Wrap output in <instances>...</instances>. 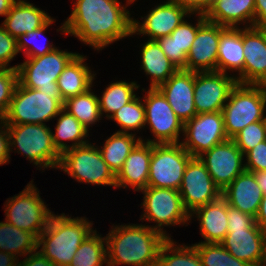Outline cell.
<instances>
[{"label": "cell", "mask_w": 266, "mask_h": 266, "mask_svg": "<svg viewBox=\"0 0 266 266\" xmlns=\"http://www.w3.org/2000/svg\"><path fill=\"white\" fill-rule=\"evenodd\" d=\"M6 127L10 151L14 150L25 156L24 158L37 166L38 170L57 168L61 154L53 144L50 127L46 124H18Z\"/></svg>", "instance_id": "cell-5"}, {"label": "cell", "mask_w": 266, "mask_h": 266, "mask_svg": "<svg viewBox=\"0 0 266 266\" xmlns=\"http://www.w3.org/2000/svg\"><path fill=\"white\" fill-rule=\"evenodd\" d=\"M256 28L263 34L264 40L266 42V26H264V27H256Z\"/></svg>", "instance_id": "cell-54"}, {"label": "cell", "mask_w": 266, "mask_h": 266, "mask_svg": "<svg viewBox=\"0 0 266 266\" xmlns=\"http://www.w3.org/2000/svg\"><path fill=\"white\" fill-rule=\"evenodd\" d=\"M152 155V143L140 141L126 158L116 175V188L140 192L148 187V175Z\"/></svg>", "instance_id": "cell-22"}, {"label": "cell", "mask_w": 266, "mask_h": 266, "mask_svg": "<svg viewBox=\"0 0 266 266\" xmlns=\"http://www.w3.org/2000/svg\"><path fill=\"white\" fill-rule=\"evenodd\" d=\"M222 113L228 139H232L249 124L265 120L266 85L237 83L232 89Z\"/></svg>", "instance_id": "cell-6"}, {"label": "cell", "mask_w": 266, "mask_h": 266, "mask_svg": "<svg viewBox=\"0 0 266 266\" xmlns=\"http://www.w3.org/2000/svg\"><path fill=\"white\" fill-rule=\"evenodd\" d=\"M226 28L206 20L197 30L183 70L194 72L217 71L218 43L220 34Z\"/></svg>", "instance_id": "cell-19"}, {"label": "cell", "mask_w": 266, "mask_h": 266, "mask_svg": "<svg viewBox=\"0 0 266 266\" xmlns=\"http://www.w3.org/2000/svg\"><path fill=\"white\" fill-rule=\"evenodd\" d=\"M122 4L120 0H76L71 14L56 30L94 50H103L132 34L133 16L126 9L132 3L126 0Z\"/></svg>", "instance_id": "cell-1"}, {"label": "cell", "mask_w": 266, "mask_h": 266, "mask_svg": "<svg viewBox=\"0 0 266 266\" xmlns=\"http://www.w3.org/2000/svg\"><path fill=\"white\" fill-rule=\"evenodd\" d=\"M105 236L93 230L80 244L69 266H103L107 264Z\"/></svg>", "instance_id": "cell-37"}, {"label": "cell", "mask_w": 266, "mask_h": 266, "mask_svg": "<svg viewBox=\"0 0 266 266\" xmlns=\"http://www.w3.org/2000/svg\"><path fill=\"white\" fill-rule=\"evenodd\" d=\"M19 259L8 252L0 251V266H18Z\"/></svg>", "instance_id": "cell-51"}, {"label": "cell", "mask_w": 266, "mask_h": 266, "mask_svg": "<svg viewBox=\"0 0 266 266\" xmlns=\"http://www.w3.org/2000/svg\"><path fill=\"white\" fill-rule=\"evenodd\" d=\"M192 158L181 143L152 144L148 186L179 190Z\"/></svg>", "instance_id": "cell-12"}, {"label": "cell", "mask_w": 266, "mask_h": 266, "mask_svg": "<svg viewBox=\"0 0 266 266\" xmlns=\"http://www.w3.org/2000/svg\"><path fill=\"white\" fill-rule=\"evenodd\" d=\"M16 0H0V16H6Z\"/></svg>", "instance_id": "cell-53"}, {"label": "cell", "mask_w": 266, "mask_h": 266, "mask_svg": "<svg viewBox=\"0 0 266 266\" xmlns=\"http://www.w3.org/2000/svg\"><path fill=\"white\" fill-rule=\"evenodd\" d=\"M221 244L231 255L250 266L266 264V231L256 223L250 229L228 228Z\"/></svg>", "instance_id": "cell-18"}, {"label": "cell", "mask_w": 266, "mask_h": 266, "mask_svg": "<svg viewBox=\"0 0 266 266\" xmlns=\"http://www.w3.org/2000/svg\"><path fill=\"white\" fill-rule=\"evenodd\" d=\"M3 28L14 38L44 26L52 17L27 0H16L4 17Z\"/></svg>", "instance_id": "cell-28"}, {"label": "cell", "mask_w": 266, "mask_h": 266, "mask_svg": "<svg viewBox=\"0 0 266 266\" xmlns=\"http://www.w3.org/2000/svg\"><path fill=\"white\" fill-rule=\"evenodd\" d=\"M255 223L266 231V193L263 194L259 211L255 217Z\"/></svg>", "instance_id": "cell-50"}, {"label": "cell", "mask_w": 266, "mask_h": 266, "mask_svg": "<svg viewBox=\"0 0 266 266\" xmlns=\"http://www.w3.org/2000/svg\"><path fill=\"white\" fill-rule=\"evenodd\" d=\"M141 139L142 136L137 137L136 132L134 134L115 132L105 140L103 146H98L103 160L115 175L122 169L126 158Z\"/></svg>", "instance_id": "cell-32"}, {"label": "cell", "mask_w": 266, "mask_h": 266, "mask_svg": "<svg viewBox=\"0 0 266 266\" xmlns=\"http://www.w3.org/2000/svg\"><path fill=\"white\" fill-rule=\"evenodd\" d=\"M245 169L249 172H259L266 170V140L258 143L245 155Z\"/></svg>", "instance_id": "cell-44"}, {"label": "cell", "mask_w": 266, "mask_h": 266, "mask_svg": "<svg viewBox=\"0 0 266 266\" xmlns=\"http://www.w3.org/2000/svg\"><path fill=\"white\" fill-rule=\"evenodd\" d=\"M56 22L55 19L52 17L44 26L41 28L29 32L27 34L20 35L16 38L17 41V48L19 53L23 51V54L26 58H35L38 56L45 55L50 53L57 47H55L52 43L48 42L45 45H38L36 43L37 38L41 35H44V32L48 29L50 25ZM47 40V38H45ZM41 43V42H40ZM50 43V44H49Z\"/></svg>", "instance_id": "cell-40"}, {"label": "cell", "mask_w": 266, "mask_h": 266, "mask_svg": "<svg viewBox=\"0 0 266 266\" xmlns=\"http://www.w3.org/2000/svg\"><path fill=\"white\" fill-rule=\"evenodd\" d=\"M18 266H57L45 256H43L38 250L28 254L20 262L18 261Z\"/></svg>", "instance_id": "cell-48"}, {"label": "cell", "mask_w": 266, "mask_h": 266, "mask_svg": "<svg viewBox=\"0 0 266 266\" xmlns=\"http://www.w3.org/2000/svg\"><path fill=\"white\" fill-rule=\"evenodd\" d=\"M57 120L55 132H52L53 144L61 154L73 147L90 143L89 130L64 108L54 118ZM65 141V142H64ZM71 141V144H68Z\"/></svg>", "instance_id": "cell-31"}, {"label": "cell", "mask_w": 266, "mask_h": 266, "mask_svg": "<svg viewBox=\"0 0 266 266\" xmlns=\"http://www.w3.org/2000/svg\"><path fill=\"white\" fill-rule=\"evenodd\" d=\"M31 180L19 194L5 201V221L36 238L46 229L53 212L40 196ZM46 204V205H45Z\"/></svg>", "instance_id": "cell-9"}, {"label": "cell", "mask_w": 266, "mask_h": 266, "mask_svg": "<svg viewBox=\"0 0 266 266\" xmlns=\"http://www.w3.org/2000/svg\"><path fill=\"white\" fill-rule=\"evenodd\" d=\"M76 52L60 50L58 47L42 56L25 58L20 63L18 82L27 88L43 91H59L57 80Z\"/></svg>", "instance_id": "cell-10"}, {"label": "cell", "mask_w": 266, "mask_h": 266, "mask_svg": "<svg viewBox=\"0 0 266 266\" xmlns=\"http://www.w3.org/2000/svg\"><path fill=\"white\" fill-rule=\"evenodd\" d=\"M228 228L250 229L255 224V217L248 213L241 212L227 204Z\"/></svg>", "instance_id": "cell-45"}, {"label": "cell", "mask_w": 266, "mask_h": 266, "mask_svg": "<svg viewBox=\"0 0 266 266\" xmlns=\"http://www.w3.org/2000/svg\"><path fill=\"white\" fill-rule=\"evenodd\" d=\"M56 169L64 171L78 183L116 188V175L103 160L95 143L90 142L61 153Z\"/></svg>", "instance_id": "cell-7"}, {"label": "cell", "mask_w": 266, "mask_h": 266, "mask_svg": "<svg viewBox=\"0 0 266 266\" xmlns=\"http://www.w3.org/2000/svg\"><path fill=\"white\" fill-rule=\"evenodd\" d=\"M36 250L37 238L32 233L6 221L0 222V251L8 252L19 259Z\"/></svg>", "instance_id": "cell-34"}, {"label": "cell", "mask_w": 266, "mask_h": 266, "mask_svg": "<svg viewBox=\"0 0 266 266\" xmlns=\"http://www.w3.org/2000/svg\"><path fill=\"white\" fill-rule=\"evenodd\" d=\"M109 120H114L120 126L117 132L133 134L136 130L144 129L145 108L143 100L137 95L132 101L115 112Z\"/></svg>", "instance_id": "cell-38"}, {"label": "cell", "mask_w": 266, "mask_h": 266, "mask_svg": "<svg viewBox=\"0 0 266 266\" xmlns=\"http://www.w3.org/2000/svg\"><path fill=\"white\" fill-rule=\"evenodd\" d=\"M237 83L232 74L218 71L194 72V103L197 114L222 111Z\"/></svg>", "instance_id": "cell-14"}, {"label": "cell", "mask_w": 266, "mask_h": 266, "mask_svg": "<svg viewBox=\"0 0 266 266\" xmlns=\"http://www.w3.org/2000/svg\"><path fill=\"white\" fill-rule=\"evenodd\" d=\"M92 87L86 92L64 101L63 108L72 114L88 130L102 119L98 95Z\"/></svg>", "instance_id": "cell-35"}, {"label": "cell", "mask_w": 266, "mask_h": 266, "mask_svg": "<svg viewBox=\"0 0 266 266\" xmlns=\"http://www.w3.org/2000/svg\"><path fill=\"white\" fill-rule=\"evenodd\" d=\"M144 94L145 126L150 129L153 139H141L152 144L181 143L184 123L174 113L167 99L158 88H149ZM146 95V96H145Z\"/></svg>", "instance_id": "cell-11"}, {"label": "cell", "mask_w": 266, "mask_h": 266, "mask_svg": "<svg viewBox=\"0 0 266 266\" xmlns=\"http://www.w3.org/2000/svg\"><path fill=\"white\" fill-rule=\"evenodd\" d=\"M18 53L16 38L12 37L3 26L0 25V68L17 69L19 64L10 66L9 63L14 60Z\"/></svg>", "instance_id": "cell-43"}, {"label": "cell", "mask_w": 266, "mask_h": 266, "mask_svg": "<svg viewBox=\"0 0 266 266\" xmlns=\"http://www.w3.org/2000/svg\"><path fill=\"white\" fill-rule=\"evenodd\" d=\"M157 266H202L195 246L168 238L161 246Z\"/></svg>", "instance_id": "cell-36"}, {"label": "cell", "mask_w": 266, "mask_h": 266, "mask_svg": "<svg viewBox=\"0 0 266 266\" xmlns=\"http://www.w3.org/2000/svg\"><path fill=\"white\" fill-rule=\"evenodd\" d=\"M266 26V0H255L254 27Z\"/></svg>", "instance_id": "cell-49"}, {"label": "cell", "mask_w": 266, "mask_h": 266, "mask_svg": "<svg viewBox=\"0 0 266 266\" xmlns=\"http://www.w3.org/2000/svg\"><path fill=\"white\" fill-rule=\"evenodd\" d=\"M129 1L134 4V2L137 1V0H129Z\"/></svg>", "instance_id": "cell-55"}, {"label": "cell", "mask_w": 266, "mask_h": 266, "mask_svg": "<svg viewBox=\"0 0 266 266\" xmlns=\"http://www.w3.org/2000/svg\"><path fill=\"white\" fill-rule=\"evenodd\" d=\"M9 135L6 124L0 121V166L7 164L11 158Z\"/></svg>", "instance_id": "cell-46"}, {"label": "cell", "mask_w": 266, "mask_h": 266, "mask_svg": "<svg viewBox=\"0 0 266 266\" xmlns=\"http://www.w3.org/2000/svg\"><path fill=\"white\" fill-rule=\"evenodd\" d=\"M252 173L254 174L256 182L261 188L263 194L266 193V170Z\"/></svg>", "instance_id": "cell-52"}, {"label": "cell", "mask_w": 266, "mask_h": 266, "mask_svg": "<svg viewBox=\"0 0 266 266\" xmlns=\"http://www.w3.org/2000/svg\"><path fill=\"white\" fill-rule=\"evenodd\" d=\"M86 217L52 214L37 238V250L57 266H69L85 238L94 230Z\"/></svg>", "instance_id": "cell-3"}, {"label": "cell", "mask_w": 266, "mask_h": 266, "mask_svg": "<svg viewBox=\"0 0 266 266\" xmlns=\"http://www.w3.org/2000/svg\"><path fill=\"white\" fill-rule=\"evenodd\" d=\"M140 89L136 81L126 82L125 80L115 81L107 85L101 97L98 96L101 116L104 115L107 120L117 112L122 106L132 101L136 96L135 90Z\"/></svg>", "instance_id": "cell-33"}, {"label": "cell", "mask_w": 266, "mask_h": 266, "mask_svg": "<svg viewBox=\"0 0 266 266\" xmlns=\"http://www.w3.org/2000/svg\"><path fill=\"white\" fill-rule=\"evenodd\" d=\"M193 15L198 17L195 25L185 19L170 35L156 40L165 55L178 69L185 68L187 54L192 47L197 30L206 21L204 14Z\"/></svg>", "instance_id": "cell-27"}, {"label": "cell", "mask_w": 266, "mask_h": 266, "mask_svg": "<svg viewBox=\"0 0 266 266\" xmlns=\"http://www.w3.org/2000/svg\"><path fill=\"white\" fill-rule=\"evenodd\" d=\"M232 140L245 155L258 143L266 140V121H258L249 124L236 134Z\"/></svg>", "instance_id": "cell-41"}, {"label": "cell", "mask_w": 266, "mask_h": 266, "mask_svg": "<svg viewBox=\"0 0 266 266\" xmlns=\"http://www.w3.org/2000/svg\"><path fill=\"white\" fill-rule=\"evenodd\" d=\"M192 14H205L214 0H175Z\"/></svg>", "instance_id": "cell-47"}, {"label": "cell", "mask_w": 266, "mask_h": 266, "mask_svg": "<svg viewBox=\"0 0 266 266\" xmlns=\"http://www.w3.org/2000/svg\"><path fill=\"white\" fill-rule=\"evenodd\" d=\"M17 84V69L0 68V121L3 120L9 109Z\"/></svg>", "instance_id": "cell-42"}, {"label": "cell", "mask_w": 266, "mask_h": 266, "mask_svg": "<svg viewBox=\"0 0 266 266\" xmlns=\"http://www.w3.org/2000/svg\"><path fill=\"white\" fill-rule=\"evenodd\" d=\"M243 27H227L218 43L217 71L229 74L231 71L239 84H244ZM229 72V73H228Z\"/></svg>", "instance_id": "cell-24"}, {"label": "cell", "mask_w": 266, "mask_h": 266, "mask_svg": "<svg viewBox=\"0 0 266 266\" xmlns=\"http://www.w3.org/2000/svg\"><path fill=\"white\" fill-rule=\"evenodd\" d=\"M202 266H250L231 255L221 243H195Z\"/></svg>", "instance_id": "cell-39"}, {"label": "cell", "mask_w": 266, "mask_h": 266, "mask_svg": "<svg viewBox=\"0 0 266 266\" xmlns=\"http://www.w3.org/2000/svg\"><path fill=\"white\" fill-rule=\"evenodd\" d=\"M198 219L200 235L204 241L199 243H221L228 232L227 202L220 196L217 200L198 207L190 213Z\"/></svg>", "instance_id": "cell-26"}, {"label": "cell", "mask_w": 266, "mask_h": 266, "mask_svg": "<svg viewBox=\"0 0 266 266\" xmlns=\"http://www.w3.org/2000/svg\"><path fill=\"white\" fill-rule=\"evenodd\" d=\"M221 192L245 169L244 154L232 139L215 145L198 156Z\"/></svg>", "instance_id": "cell-15"}, {"label": "cell", "mask_w": 266, "mask_h": 266, "mask_svg": "<svg viewBox=\"0 0 266 266\" xmlns=\"http://www.w3.org/2000/svg\"><path fill=\"white\" fill-rule=\"evenodd\" d=\"M146 16H141L142 23L133 18L132 34L148 36V40L156 41L159 38L170 35L186 17L191 18L193 14L175 0H166L162 4H157L147 12Z\"/></svg>", "instance_id": "cell-16"}, {"label": "cell", "mask_w": 266, "mask_h": 266, "mask_svg": "<svg viewBox=\"0 0 266 266\" xmlns=\"http://www.w3.org/2000/svg\"><path fill=\"white\" fill-rule=\"evenodd\" d=\"M86 58L78 53L59 75L57 85L63 101L82 94L94 86L97 74L85 63Z\"/></svg>", "instance_id": "cell-29"}, {"label": "cell", "mask_w": 266, "mask_h": 266, "mask_svg": "<svg viewBox=\"0 0 266 266\" xmlns=\"http://www.w3.org/2000/svg\"><path fill=\"white\" fill-rule=\"evenodd\" d=\"M183 137L181 144L192 157L228 140L222 111L197 114L184 123Z\"/></svg>", "instance_id": "cell-13"}, {"label": "cell", "mask_w": 266, "mask_h": 266, "mask_svg": "<svg viewBox=\"0 0 266 266\" xmlns=\"http://www.w3.org/2000/svg\"><path fill=\"white\" fill-rule=\"evenodd\" d=\"M141 69L150 77L149 88H158L165 83L178 68L165 55L157 41L147 40L140 45Z\"/></svg>", "instance_id": "cell-30"}, {"label": "cell", "mask_w": 266, "mask_h": 266, "mask_svg": "<svg viewBox=\"0 0 266 266\" xmlns=\"http://www.w3.org/2000/svg\"><path fill=\"white\" fill-rule=\"evenodd\" d=\"M143 193V202L141 207L143 208V214L140 220L146 222H154L155 225H150L152 229H155L167 238H171L169 233L166 232L164 227L170 226H188L191 223L190 214L185 209L179 190L156 188L148 186Z\"/></svg>", "instance_id": "cell-8"}, {"label": "cell", "mask_w": 266, "mask_h": 266, "mask_svg": "<svg viewBox=\"0 0 266 266\" xmlns=\"http://www.w3.org/2000/svg\"><path fill=\"white\" fill-rule=\"evenodd\" d=\"M158 89L183 123L197 115L194 103V71L178 69Z\"/></svg>", "instance_id": "cell-20"}, {"label": "cell", "mask_w": 266, "mask_h": 266, "mask_svg": "<svg viewBox=\"0 0 266 266\" xmlns=\"http://www.w3.org/2000/svg\"><path fill=\"white\" fill-rule=\"evenodd\" d=\"M59 91H43L22 86L15 88L9 109L3 118L6 125L46 124L63 109Z\"/></svg>", "instance_id": "cell-4"}, {"label": "cell", "mask_w": 266, "mask_h": 266, "mask_svg": "<svg viewBox=\"0 0 266 266\" xmlns=\"http://www.w3.org/2000/svg\"><path fill=\"white\" fill-rule=\"evenodd\" d=\"M179 192L189 214L221 196V190L198 157H193L188 162Z\"/></svg>", "instance_id": "cell-17"}, {"label": "cell", "mask_w": 266, "mask_h": 266, "mask_svg": "<svg viewBox=\"0 0 266 266\" xmlns=\"http://www.w3.org/2000/svg\"><path fill=\"white\" fill-rule=\"evenodd\" d=\"M244 84L266 85V42L256 27L243 28Z\"/></svg>", "instance_id": "cell-21"}, {"label": "cell", "mask_w": 266, "mask_h": 266, "mask_svg": "<svg viewBox=\"0 0 266 266\" xmlns=\"http://www.w3.org/2000/svg\"><path fill=\"white\" fill-rule=\"evenodd\" d=\"M167 239L150 225L113 224L105 237L106 266H157L160 248Z\"/></svg>", "instance_id": "cell-2"}, {"label": "cell", "mask_w": 266, "mask_h": 266, "mask_svg": "<svg viewBox=\"0 0 266 266\" xmlns=\"http://www.w3.org/2000/svg\"><path fill=\"white\" fill-rule=\"evenodd\" d=\"M221 196L228 205L256 217L263 192L257 184L254 174L245 170L221 192Z\"/></svg>", "instance_id": "cell-23"}, {"label": "cell", "mask_w": 266, "mask_h": 266, "mask_svg": "<svg viewBox=\"0 0 266 266\" xmlns=\"http://www.w3.org/2000/svg\"><path fill=\"white\" fill-rule=\"evenodd\" d=\"M255 0H214L204 14L209 22L225 27H254ZM249 24V25H248Z\"/></svg>", "instance_id": "cell-25"}]
</instances>
